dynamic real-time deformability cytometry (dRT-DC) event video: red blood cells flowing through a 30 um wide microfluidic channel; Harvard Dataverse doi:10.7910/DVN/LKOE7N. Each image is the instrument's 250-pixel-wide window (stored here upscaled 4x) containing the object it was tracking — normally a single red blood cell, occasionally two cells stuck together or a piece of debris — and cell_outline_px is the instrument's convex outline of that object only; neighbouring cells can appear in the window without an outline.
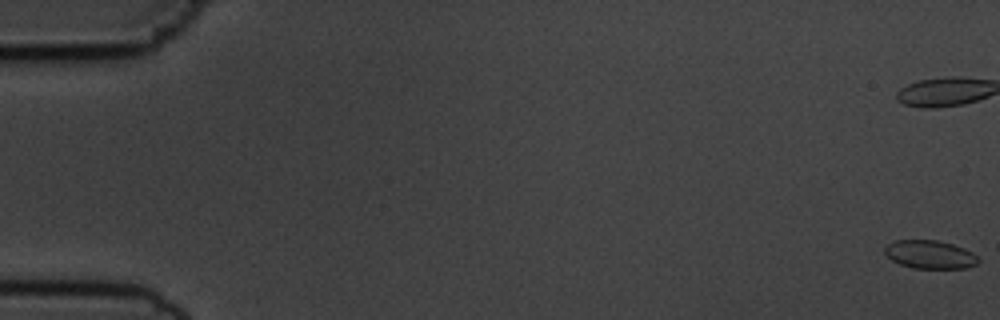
{"species": "common noctule bat (a hibernating species)", "species_latin": "Nyctalus noctula", "temperature_condition": "cold", "stored_images_in_passage": 26, "camera_frame_rate_fps": 3000, "um_per_image_px": 0.085, "animal": {"sex": "male", "body_mass_g": 19.5, "forearm_length_mm": 54.6}, "frame": {"image": 1, "passage_image": 1, "time_ms": 0.0, "image_size_px": [1000, 320], "cell_outline_px": [[980, 260], [976, 264], [968, 268], [912, 268], [900, 264], [892, 260], [884, 252], [884, 248], [888, 244], [896, 240], [936, 240], [952, 244], [964, 248], [972, 252]], "centroid_in_image_um": [79.05, 21.63], "position_along_channel_um": 6.0, "area_um2": 15.37}}